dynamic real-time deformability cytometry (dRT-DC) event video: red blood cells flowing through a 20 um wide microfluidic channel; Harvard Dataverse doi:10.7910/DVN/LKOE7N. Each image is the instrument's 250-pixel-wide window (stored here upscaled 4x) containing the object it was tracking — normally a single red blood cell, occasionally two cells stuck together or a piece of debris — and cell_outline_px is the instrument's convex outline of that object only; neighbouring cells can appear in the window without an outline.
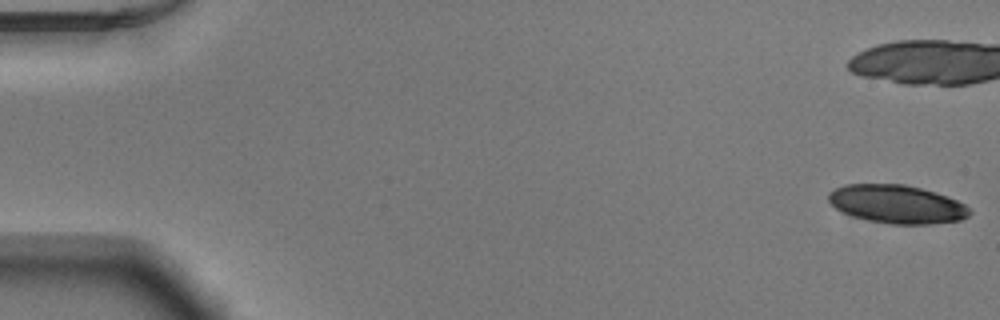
{"species": "Egyptian fruit bat (a non-hibernating species)", "species_latin": "Rousettus aegyptiacus", "temperature_condition": "warm", "stored_images_in_passage": 17, "camera_frame_rate_fps": 3000, "um_per_image_px": 0.085, "animal": {"sex": "male"}, "frame": {"image": 1, "passage_image": 1, "time_ms": 0.0, "image_size_px": [1000, 320], "cell_outline_px": [[972, 212], [968, 216], [960, 220], [932, 224], [888, 224], [868, 220], [852, 216], [836, 208], [828, 200], [828, 192], [844, 184], [904, 184], [920, 188], [948, 196], [964, 204]], "centroid_in_image_um": [76.23, 17.35], "position_along_channel_um": 8.8, "area_um2": 31.5}}